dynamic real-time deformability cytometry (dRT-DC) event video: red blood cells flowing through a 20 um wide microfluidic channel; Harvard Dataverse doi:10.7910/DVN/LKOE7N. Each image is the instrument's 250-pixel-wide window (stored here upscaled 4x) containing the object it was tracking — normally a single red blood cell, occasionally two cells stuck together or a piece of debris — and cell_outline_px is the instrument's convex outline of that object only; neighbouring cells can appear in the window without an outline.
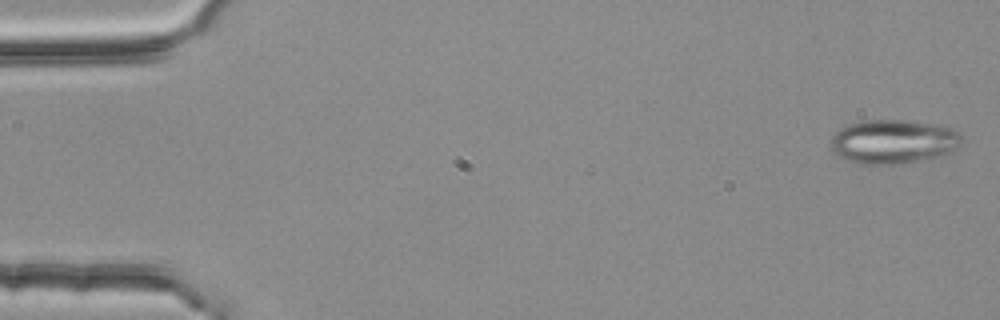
{"species": "common noctule bat (a hibernating species)", "species_latin": "Nyctalus noctula", "temperature_condition": "room temperature", "stored_images_in_passage": 5, "camera_frame_rate_fps": 3000, "um_per_image_px": 0.085, "animal": {"sex": "female", "body_mass_g": 25.1}, "frame": {"image": 1, "passage_image": 1, "time_ms": 0.0, "image_size_px": [1000, 320], "cell_outline_px": [[964, 140], [952, 152], [944, 156], [900, 164], [860, 164], [848, 160], [840, 156], [832, 148], [832, 136], [840, 128], [848, 124], [864, 120], [908, 120], [936, 124], [952, 128], [960, 132]], "centroid_in_image_um": [76.01, 12.03], "position_along_channel_um": 9.0, "area_um2": 33.93}}